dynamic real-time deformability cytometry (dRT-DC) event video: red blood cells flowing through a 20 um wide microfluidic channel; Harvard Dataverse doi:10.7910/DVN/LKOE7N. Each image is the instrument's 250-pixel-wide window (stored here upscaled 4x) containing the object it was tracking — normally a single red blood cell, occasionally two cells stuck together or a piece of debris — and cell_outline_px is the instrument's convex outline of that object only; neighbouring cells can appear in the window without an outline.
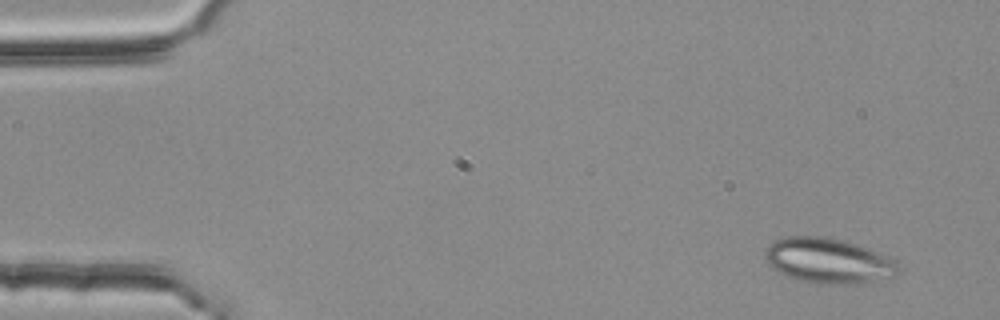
{"species": "common noctule bat (a hibernating species)", "species_latin": "Nyctalus noctula", "temperature_condition": "room temperature", "stored_images_in_passage": 3, "camera_frame_rate_fps": 3000, "um_per_image_px": 0.085, "animal": {"sex": "female", "body_mass_g": 25.1}, "frame": {"image": 1, "passage_image": 1, "time_ms": 0.0, "image_size_px": [1000, 320], "cell_outline_px": [[900, 272], [896, 276], [864, 284], [820, 284], [800, 280], [788, 276], [772, 268], [768, 264], [764, 256], [764, 252], [768, 244], [772, 240], [784, 236], [824, 236], [840, 240], [852, 244], [884, 256], [896, 264]], "centroid_in_image_um": [70.33, 22.18], "position_along_channel_um": 14.7, "area_um2": 34.85}}